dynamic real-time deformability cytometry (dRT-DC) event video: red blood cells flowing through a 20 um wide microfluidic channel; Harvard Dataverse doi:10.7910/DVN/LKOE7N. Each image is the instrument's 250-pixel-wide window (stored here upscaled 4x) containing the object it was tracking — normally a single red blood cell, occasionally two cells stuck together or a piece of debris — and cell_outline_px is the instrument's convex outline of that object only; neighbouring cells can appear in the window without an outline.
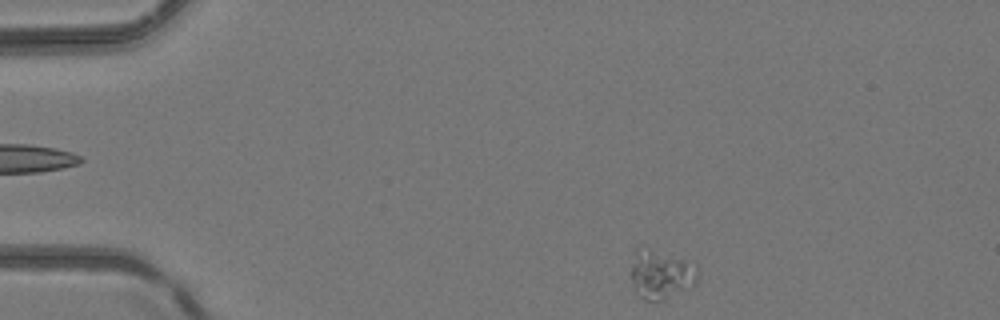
{"species": "common noctule bat (a hibernating species)", "species_latin": "Nyctalus noctula", "temperature_condition": "room temperature", "stored_images_in_passage": 4, "camera_frame_rate_fps": 3000, "um_per_image_px": 0.085, "animal": {"sex": "female", "body_mass_g": 24.6, "forearm_length_mm": 56.2}, "frame": {"image": 1, "passage_image": 4, "time_ms": 1.0, "image_size_px": [1000, 320], "cell_outline_px": [[696, 284], [692, 288], [664, 300], [644, 300], [640, 296], [632, 280], [632, 268], [636, 248], [684, 260], [696, 264]], "centroid_in_image_um": [56.23, 23.41], "position_along_channel_um": 28.8, "area_um2": 18.09}}